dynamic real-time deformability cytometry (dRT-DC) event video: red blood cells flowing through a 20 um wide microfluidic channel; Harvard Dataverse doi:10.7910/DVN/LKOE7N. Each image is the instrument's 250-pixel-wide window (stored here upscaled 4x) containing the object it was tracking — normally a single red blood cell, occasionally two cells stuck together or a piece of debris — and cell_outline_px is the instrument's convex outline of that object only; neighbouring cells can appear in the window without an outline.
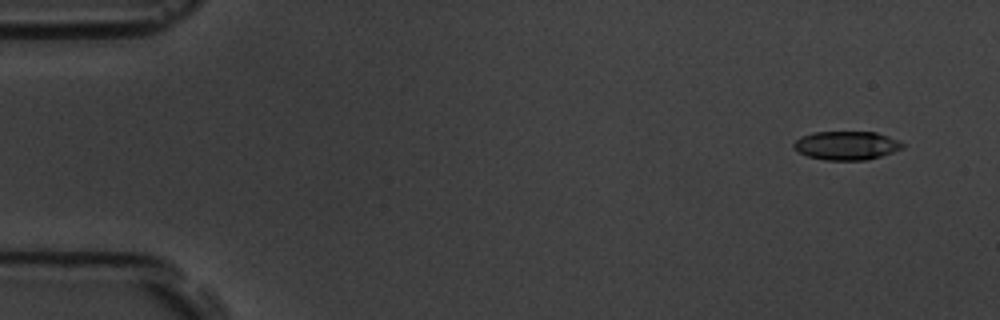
{"species": "common noctule bat (a hibernating species)", "species_latin": "Nyctalus noctula", "temperature_condition": "room temperature", "stored_images_in_passage": 5, "camera_frame_rate_fps": 3000, "um_per_image_px": 0.085, "animal": {"sex": "male", "body_mass_g": 19.5, "forearm_length_mm": 54.6}, "frame": {"image": 1, "passage_image": 1, "time_ms": 0.0, "image_size_px": [1000, 320], "cell_outline_px": [[904, 148], [868, 160], [824, 160], [808, 156], [792, 148], [792, 144], [800, 136], [812, 132], [876, 132], [900, 140], [904, 144]], "centroid_in_image_um": [71.94, 12.36], "position_along_channel_um": 13.1, "area_um2": 18.32}}
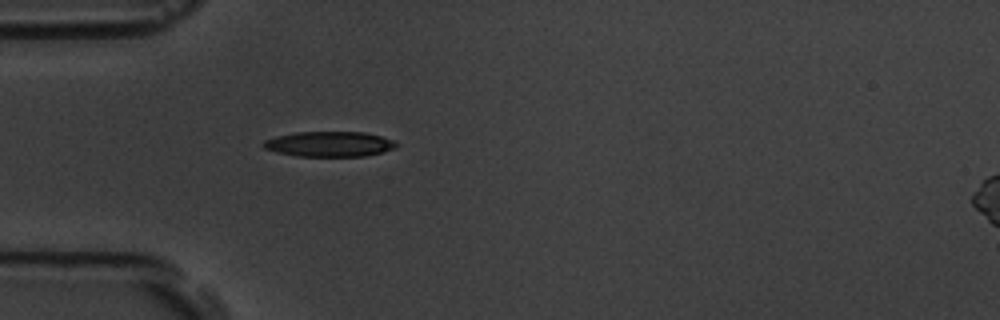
{"frame": {"image": 2, "passage_image": 5, "time_ms": 4.333, "image_size_px": [1000, 320], "cell_outline_px": [[396, 148], [364, 156], [296, 156], [276, 152], [264, 148], [260, 144], [264, 140], [276, 136], [296, 132], [364, 132], [396, 140]], "centroid_in_image_um": [27.96, 12.24], "position_along_channel_um": 57.0, "area_um2": 19.54}}